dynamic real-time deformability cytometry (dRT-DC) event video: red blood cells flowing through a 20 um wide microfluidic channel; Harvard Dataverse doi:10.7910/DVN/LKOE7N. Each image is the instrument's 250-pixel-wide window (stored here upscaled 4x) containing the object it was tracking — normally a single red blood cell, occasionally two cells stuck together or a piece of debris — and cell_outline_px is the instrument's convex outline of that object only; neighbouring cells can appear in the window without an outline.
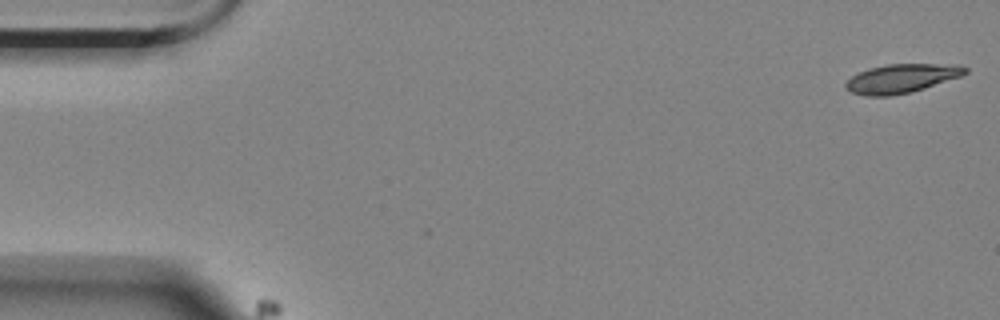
{"species": "Egyptian fruit bat (a non-hibernating species)", "species_latin": "Rousettus aegyptiacus", "temperature_condition": "room temperature", "stored_images_in_passage": 2, "camera_frame_rate_fps": 3000, "um_per_image_px": 0.085, "animal": {"sex": "female"}, "frame": {"image": 1, "passage_image": 1, "time_ms": 0.0, "image_size_px": [1000, 320], "cell_outline_px": [[968, 72], [960, 76], [924, 88], [908, 92], [888, 96], [868, 96], [852, 92], [844, 88], [844, 84], [852, 76], [868, 68], [888, 64], [960, 64], [968, 68]], "centroid_in_image_um": [76.63, 6.65], "position_along_channel_um": 8.4, "area_um2": 19.94}}